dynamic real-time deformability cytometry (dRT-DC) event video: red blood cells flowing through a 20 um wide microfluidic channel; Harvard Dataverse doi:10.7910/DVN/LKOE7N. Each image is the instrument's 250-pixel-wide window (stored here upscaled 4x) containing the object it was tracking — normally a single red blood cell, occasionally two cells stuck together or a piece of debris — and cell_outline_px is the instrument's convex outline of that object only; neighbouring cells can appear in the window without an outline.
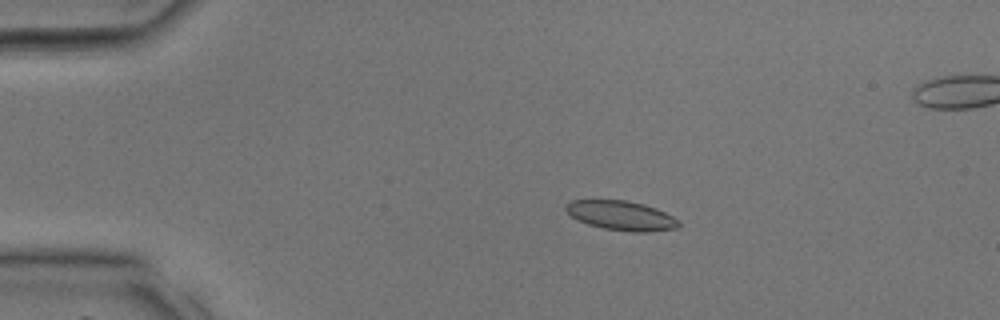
{"species": "common noctule bat (a hibernating species)", "species_latin": "Nyctalus noctula", "temperature_condition": "room temperature", "stored_images_in_passage": 15, "camera_frame_rate_fps": 3000, "um_per_image_px": 0.085, "animal": {"sex": "male", "body_mass_g": 17.9, "forearm_length_mm": 54.2}, "frame": {"image": 1, "passage_image": 8, "time_ms": 2.333, "image_size_px": [1000, 320], "cell_outline_px": [[680, 224], [676, 228], [648, 232], [632, 232], [604, 228], [588, 224], [576, 220], [564, 208], [572, 200], [624, 200], [644, 204], [656, 208], [680, 220]], "centroid_in_image_um": [52.82, 18.32], "position_along_channel_um": 32.2, "area_um2": 19.25}}
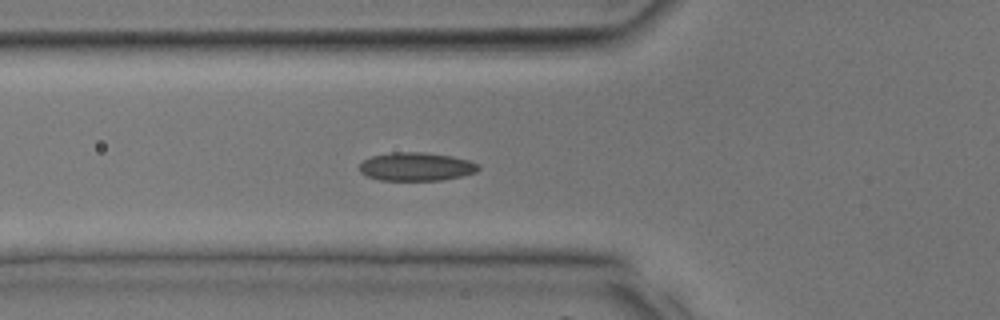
{"frame": {"image": 2, "passage_image": 14, "time_ms": 4.333, "image_size_px": [1000, 320], "cell_outline_px": [[480, 168], [476, 172], [460, 176], [440, 180], [380, 180], [368, 176], [360, 172], [360, 164], [364, 160], [372, 156], [392, 152], [424, 152], [452, 156], [468, 160], [480, 164]], "centroid_in_image_um": [35.4, 14.16], "position_along_channel_um": 90.4, "area_um2": 19.59}}